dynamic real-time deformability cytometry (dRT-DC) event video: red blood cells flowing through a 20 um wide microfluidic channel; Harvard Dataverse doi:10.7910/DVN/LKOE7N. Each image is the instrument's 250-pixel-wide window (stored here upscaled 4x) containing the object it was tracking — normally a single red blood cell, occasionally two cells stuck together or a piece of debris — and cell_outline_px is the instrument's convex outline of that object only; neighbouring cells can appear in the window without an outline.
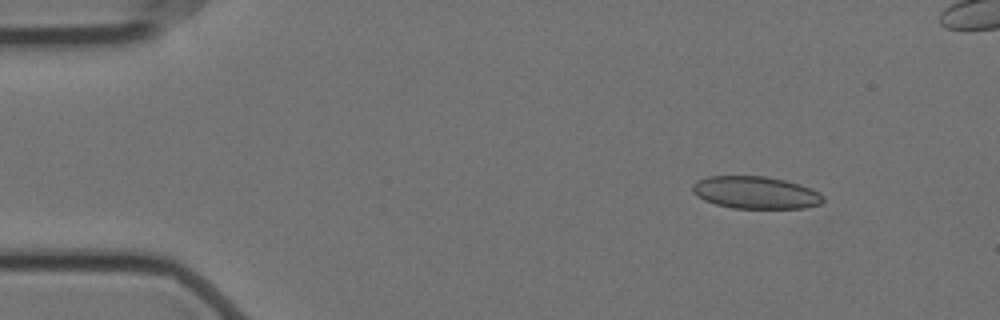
{"species": "Egyptian fruit bat (a non-hibernating species)", "species_latin": "Rousettus aegyptiacus", "temperature_condition": "cold", "stored_images_in_passage": 52, "segment_of_instrument_passage": [1, 2], "camera_frame_rate_fps": 3000, "um_per_image_px": 0.085, "animal": {"sex": "female"}, "frame": {"image": 1, "passage_image": 1, "time_ms": 0.0, "image_size_px": [1000, 320], "cell_outline_px": [[824, 200], [820, 204], [804, 208], [732, 208], [716, 204], [704, 200], [696, 196], [692, 192], [692, 184], [708, 176], [764, 176], [784, 180], [800, 184], [820, 192], [824, 196]], "centroid_in_image_um": [64.23, 16.37], "position_along_channel_um": 20.8, "area_um2": 24.68}}
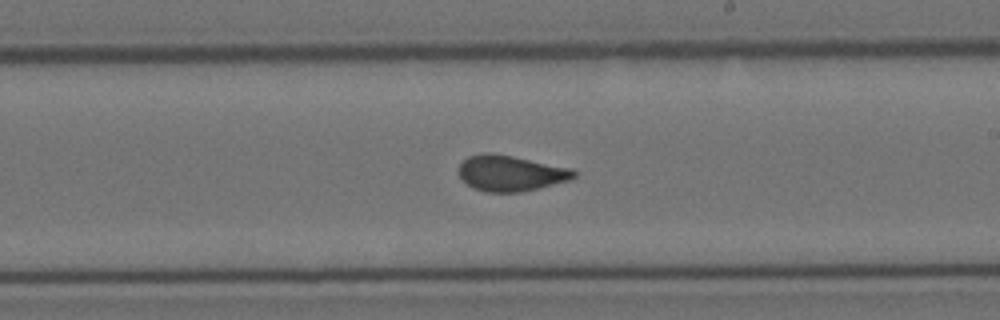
{"frame": {"image": 2, "passage_image": 27, "time_ms": 8.667, "image_size_px": [1000, 320], "cell_outline_px": [[576, 176], [568, 180], [520, 192], [488, 192], [476, 188], [468, 184], [460, 176], [460, 164], [468, 156], [484, 152], [492, 152], [572, 168], [576, 172]], "centroid_in_image_um": [43.4, 14.7], "position_along_channel_um": 245.6, "area_um2": 23.58}}
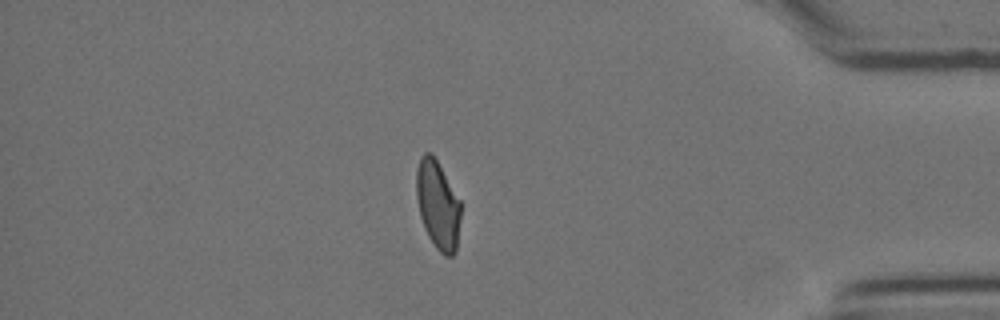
{"frame": {"image": 3, "passage_image": 43, "time_ms": 14.0, "image_size_px": [1000, 320], "cell_outline_px": [[460, 216], [456, 252], [452, 256], [444, 256], [436, 248], [428, 236], [424, 228], [420, 216], [416, 196], [416, 172], [420, 156], [424, 152], [432, 152], [460, 200]], "centroid_in_image_um": [37.2, 17.41], "position_along_channel_um": 398.0, "area_um2": 22.95}}